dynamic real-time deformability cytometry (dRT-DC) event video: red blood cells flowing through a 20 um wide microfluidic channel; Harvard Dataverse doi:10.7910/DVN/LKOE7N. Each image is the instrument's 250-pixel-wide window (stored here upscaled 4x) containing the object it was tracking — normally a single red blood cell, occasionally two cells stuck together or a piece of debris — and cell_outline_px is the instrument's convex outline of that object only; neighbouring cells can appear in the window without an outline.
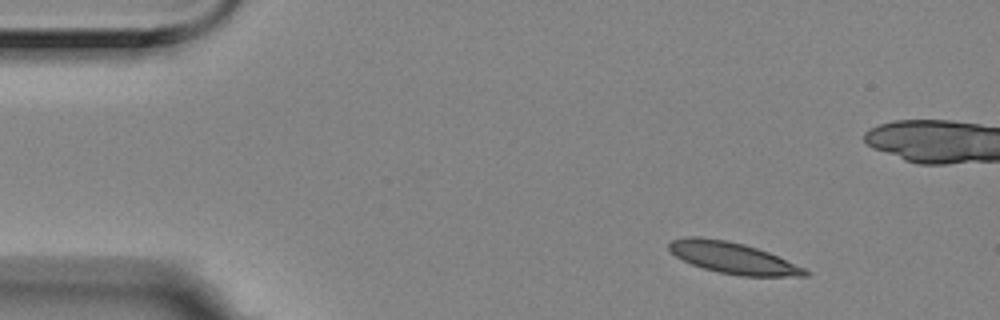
{"species": "Egyptian fruit bat (a non-hibernating species)", "species_latin": "Rousettus aegyptiacus", "temperature_condition": "room temperature", "stored_images_in_passage": 10, "camera_frame_rate_fps": 3000, "um_per_image_px": 0.085, "animal": {"sex": "female"}, "frame": {"image": 1, "passage_image": 1, "time_ms": 0.0, "image_size_px": [1000, 320], "cell_outline_px": [[812, 272], [808, 276], [740, 276], [720, 272], [704, 268], [692, 264], [676, 256], [668, 248], [668, 244], [672, 240], [684, 236], [700, 236], [728, 240], [744, 244], [768, 252], [804, 268]], "centroid_in_image_um": [62.28, 21.91], "position_along_channel_um": 22.7, "area_um2": 24.74}}
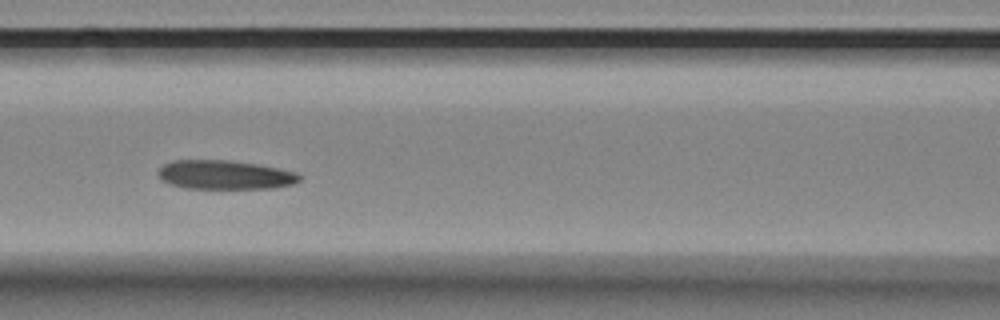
{"frame": {"image": 2, "passage_image": 6, "time_ms": 1.667, "image_size_px": [1000, 320], "cell_outline_px": [[304, 176], [300, 180], [292, 184], [272, 188], [184, 188], [168, 184], [160, 180], [156, 172], [164, 164], [172, 160], [224, 160], [256, 164], [296, 172]], "centroid_in_image_um": [19.06, 14.86], "position_along_channel_um": 147.5, "area_um2": 23.93}}
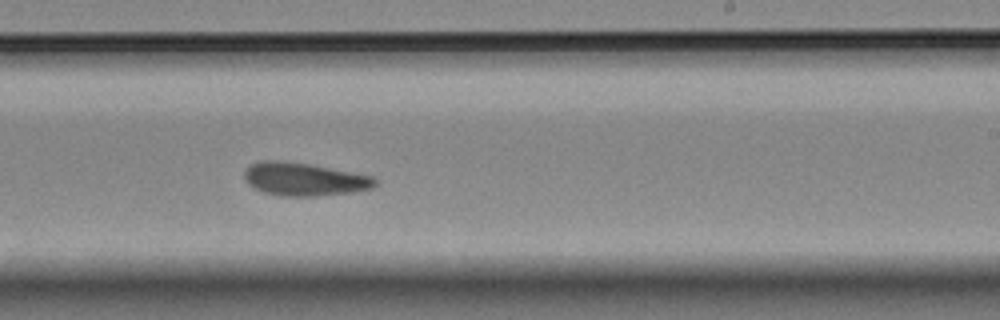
{"frame": {"image": 3, "passage_image": 9, "time_ms": 2.667, "image_size_px": [1000, 320], "cell_outline_px": [[376, 184], [372, 188], [352, 192], [312, 196], [280, 196], [264, 192], [252, 188], [244, 180], [244, 172], [252, 164], [264, 160], [276, 160], [308, 164], [372, 176], [376, 180]], "centroid_in_image_um": [25.81, 15.24], "position_along_channel_um": 263.2, "area_um2": 24.91}}